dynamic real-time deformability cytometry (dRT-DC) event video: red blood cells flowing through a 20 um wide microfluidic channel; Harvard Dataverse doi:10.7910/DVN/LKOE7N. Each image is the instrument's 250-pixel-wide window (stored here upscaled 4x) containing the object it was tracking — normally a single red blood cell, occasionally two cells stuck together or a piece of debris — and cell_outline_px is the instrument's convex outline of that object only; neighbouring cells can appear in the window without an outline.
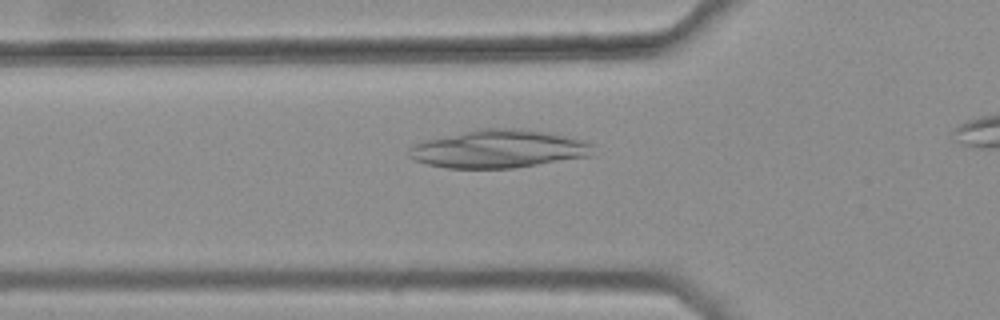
{"species": "common noctule bat (a hibernating species)", "species_latin": "Nyctalus noctula", "temperature_condition": "warm", "stored_images_in_passage": 37, "camera_frame_rate_fps": 3000, "um_per_image_px": 0.085, "animal": {"sex": "female", "body_mass_g": 25.1}, "frame": {"image": 1, "passage_image": 11, "time_ms": 3.333, "image_size_px": [1000, 320], "cell_outline_px": [[592, 156], [516, 168], [448, 168], [428, 164], [416, 160], [408, 156], [408, 152], [416, 144], [424, 140], [476, 128], [520, 128], [552, 132], [584, 140], [592, 144]], "centroid_in_image_um": [42.44, 12.64], "position_along_channel_um": 83.4, "area_um2": 41.15}}
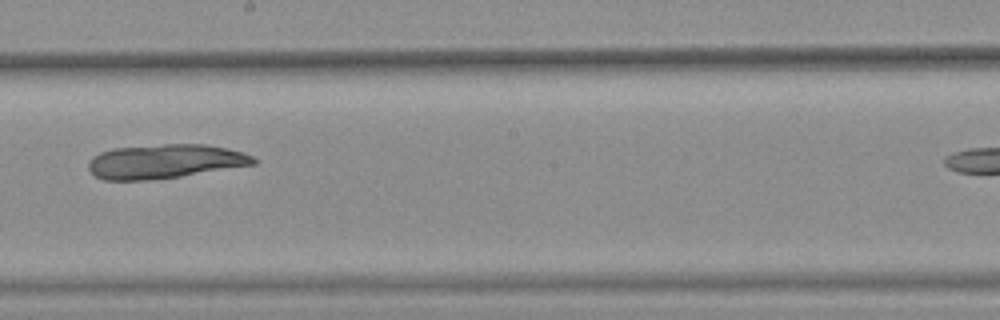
{"frame": {"image": 2, "passage_image": 23, "time_ms": 7.333, "image_size_px": [1000, 320], "cell_outline_px": [[256, 164], [180, 176], [152, 180], [104, 180], [96, 176], [88, 168], [88, 160], [92, 156], [100, 152], [112, 148], [164, 144], [204, 144], [244, 152], [252, 156], [256, 160]], "centroid_in_image_um": [13.98, 13.71], "position_along_channel_um": 234.2, "area_um2": 32.83}}
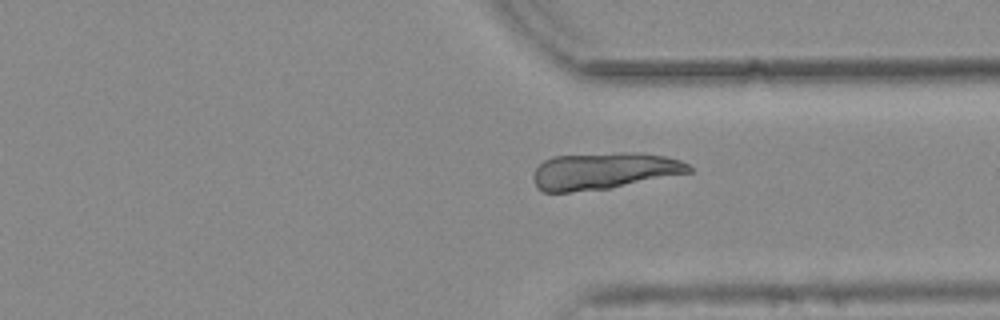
{"frame": {"image": 3, "passage_image": 33, "time_ms": 10.667, "image_size_px": [1000, 320], "cell_outline_px": [[692, 172], [612, 188], [568, 192], [544, 192], [536, 188], [532, 176], [536, 168], [544, 160], [552, 156], [624, 152], [664, 156], [680, 160], [688, 164], [692, 168]], "centroid_in_image_um": [51.3, 14.54], "position_along_channel_um": 360.1, "area_um2": 33.35}}